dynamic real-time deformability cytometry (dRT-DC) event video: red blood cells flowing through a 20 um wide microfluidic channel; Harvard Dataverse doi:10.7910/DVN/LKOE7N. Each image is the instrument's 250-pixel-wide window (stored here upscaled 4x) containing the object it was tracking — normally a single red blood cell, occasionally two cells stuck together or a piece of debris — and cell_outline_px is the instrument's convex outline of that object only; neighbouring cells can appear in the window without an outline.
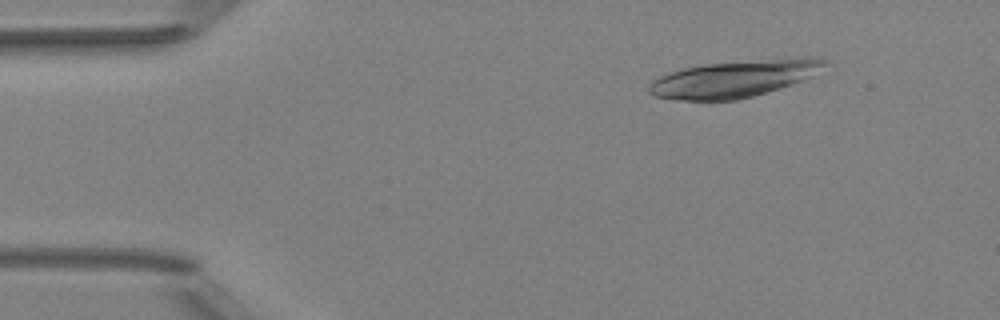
{"species": "Egyptian fruit bat (a non-hibernating species)", "species_latin": "Rousettus aegyptiacus", "temperature_condition": "room temperature", "stored_images_in_passage": 4, "camera_frame_rate_fps": 3000, "um_per_image_px": 0.085, "animal": {"sex": "female"}, "frame": {"image": 1, "passage_image": 2, "time_ms": 0.333, "image_size_px": [1000, 320], "cell_outline_px": [[828, 64], [812, 76], [752, 96], [736, 100], [680, 100], [656, 96], [648, 92], [648, 84], [652, 80], [668, 72], [684, 68], [708, 64], [796, 56], [808, 56], [828, 60]], "centroid_in_image_um": [62.41, 6.67], "position_along_channel_um": 22.6, "area_um2": 37.51}}